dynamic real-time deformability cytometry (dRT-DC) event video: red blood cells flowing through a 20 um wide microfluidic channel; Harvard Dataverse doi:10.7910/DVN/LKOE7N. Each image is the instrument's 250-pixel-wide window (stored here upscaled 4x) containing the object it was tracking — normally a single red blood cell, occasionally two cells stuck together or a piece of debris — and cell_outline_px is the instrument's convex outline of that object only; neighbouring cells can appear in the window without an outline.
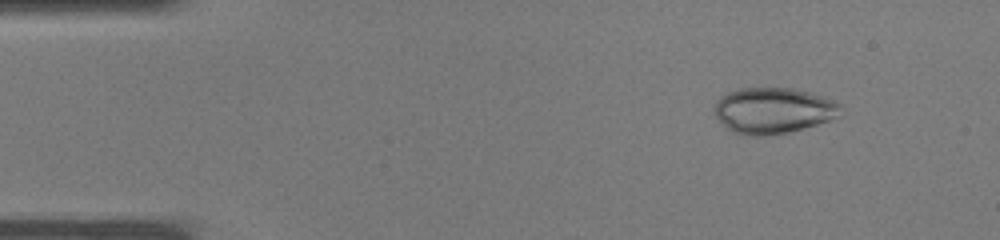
{"species": "common noctule bat (a hibernating species)", "species_latin": "Nyctalus noctula", "temperature_condition": "warm", "stored_images_in_passage": 34, "camera_frame_rate_fps": 3000, "um_per_image_px": 0.085, "animal": {"sex": "male", "body_mass_g": 19.0, "forearm_length_mm": 50.8}, "frame": {"image": 1, "passage_image": 1, "time_ms": 0.0, "image_size_px": [1000, 240], "cell_outline_px": [[840, 104], [836, 116], [828, 120], [816, 124], [788, 132], [760, 136], [752, 136], [732, 132], [712, 112], [716, 100], [720, 96], [728, 92], [740, 88], [792, 88], [808, 92], [832, 100]], "centroid_in_image_um": [65.64, 9.38], "position_along_channel_um": 19.4, "area_um2": 33.29}}
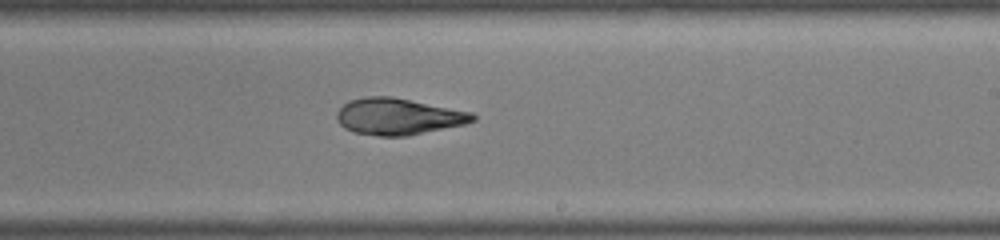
{"frame": {"image": 2, "passage_image": 19, "time_ms": 6.0, "image_size_px": [1000, 240], "cell_outline_px": [[476, 120], [464, 124], [408, 136], [376, 136], [352, 132], [344, 128], [336, 120], [336, 112], [348, 100], [364, 96], [392, 96], [472, 112], [476, 116]], "centroid_in_image_um": [33.81, 9.9], "position_along_channel_um": 255.2, "area_um2": 29.19}}
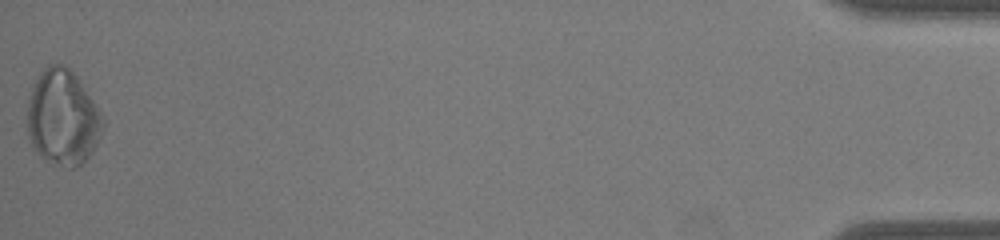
{"frame": {"image": 3, "passage_image": 34, "time_ms": 11.0, "image_size_px": [1000, 240], "cell_outline_px": [[104, 128], [92, 152], [76, 168], [68, 168], [48, 160], [40, 156], [32, 148], [28, 136], [28, 100], [32, 88], [40, 72], [48, 64], [60, 64], [68, 68], [76, 76], [96, 104], [104, 116]], "centroid_in_image_um": [5.34, 10.0], "position_along_channel_um": 429.9, "area_um2": 41.91}}